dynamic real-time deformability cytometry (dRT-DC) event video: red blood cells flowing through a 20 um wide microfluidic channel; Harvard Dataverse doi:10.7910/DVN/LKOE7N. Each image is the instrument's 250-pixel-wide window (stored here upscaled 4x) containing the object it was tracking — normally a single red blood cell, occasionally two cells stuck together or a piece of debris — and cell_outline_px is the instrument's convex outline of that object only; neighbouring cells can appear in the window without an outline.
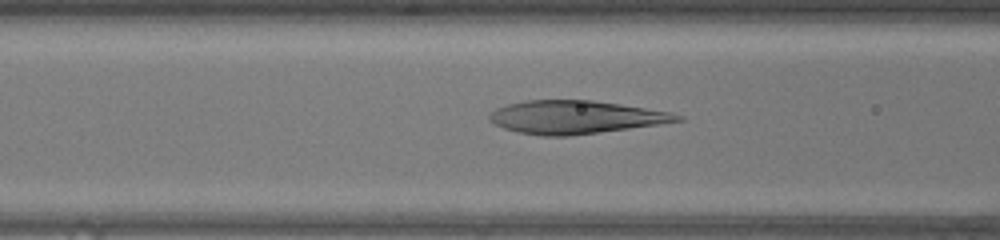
{"species": "human", "species_latin": "Homo sapiens", "temperature_condition": "warm", "stored_images_in_passage": 28, "camera_frame_rate_fps": 3000, "um_per_image_px": 0.085, "donor": {"sex": "female"}, "frame": {"image": 1, "passage_image": 6, "time_ms": 1.667, "image_size_px": [1000, 240], "cell_outline_px": [[684, 120], [628, 128], [568, 136], [540, 136], [516, 132], [504, 128], [488, 120], [488, 116], [496, 108], [508, 104], [524, 100], [592, 100], [620, 104], [672, 112], [684, 116]], "centroid_in_image_um": [48.88, 9.95], "position_along_channel_um": 117.7, "area_um2": 36.07}}
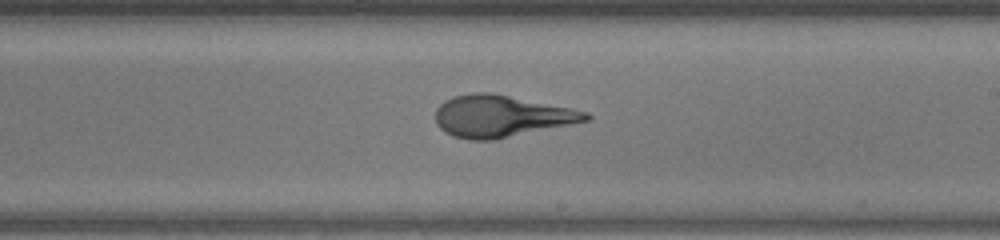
{"frame": {"image": 2, "passage_image": 15, "time_ms": 4.667, "image_size_px": [1000, 240], "cell_outline_px": [[592, 116], [588, 120], [496, 140], [468, 140], [452, 136], [444, 132], [436, 124], [436, 108], [444, 100], [452, 96], [472, 92], [492, 92], [572, 108], [588, 112]], "centroid_in_image_um": [42.56, 9.87], "position_along_channel_um": 246.4, "area_um2": 36.88}}
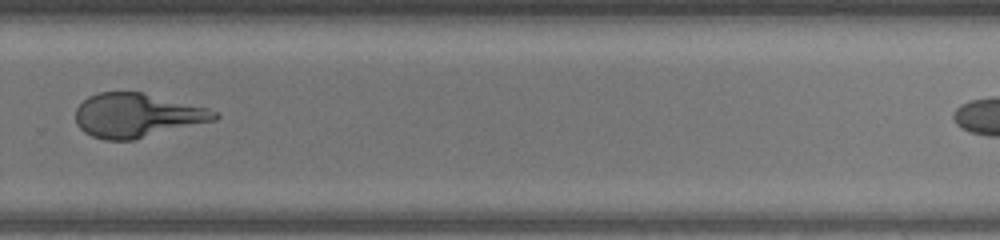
{"frame": {"image": 3, "passage_image": 20, "time_ms": 6.333, "image_size_px": [1000, 240], "cell_outline_px": [[220, 116], [216, 120], [136, 140], [104, 140], [92, 136], [84, 132], [76, 124], [76, 108], [88, 96], [100, 92], [140, 92], [208, 108], [216, 112]], "centroid_in_image_um": [11.64, 9.82], "position_along_channel_um": 318.2, "area_um2": 35.66}}